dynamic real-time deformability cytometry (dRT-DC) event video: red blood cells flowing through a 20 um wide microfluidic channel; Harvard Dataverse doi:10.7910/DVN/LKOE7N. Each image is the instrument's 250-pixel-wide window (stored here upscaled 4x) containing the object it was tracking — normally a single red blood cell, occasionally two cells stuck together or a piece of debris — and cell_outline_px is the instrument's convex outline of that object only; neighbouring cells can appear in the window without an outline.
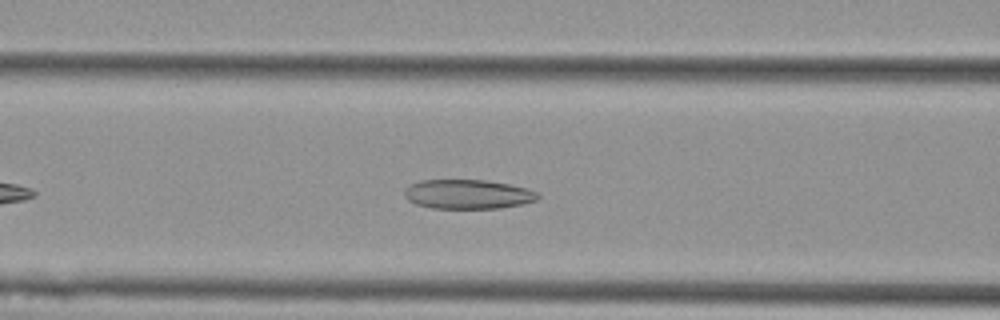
{"species": "Egyptian fruit bat (a non-hibernating species)", "species_latin": "Rousettus aegyptiacus", "temperature_condition": "cold", "stored_images_in_passage": 42, "camera_frame_rate_fps": 3000, "um_per_image_px": 0.085, "animal": {"sex": "female"}, "frame": {"image": 1, "passage_image": 11, "time_ms": 3.333, "image_size_px": [1000, 320], "cell_outline_px": [[540, 196], [536, 200], [524, 204], [500, 208], [432, 208], [416, 204], [408, 200], [404, 196], [404, 188], [408, 184], [420, 180], [484, 180], [508, 184], [528, 188], [540, 192]], "centroid_in_image_um": [39.77, 16.5], "position_along_channel_um": 126.8, "area_um2": 23.06}}
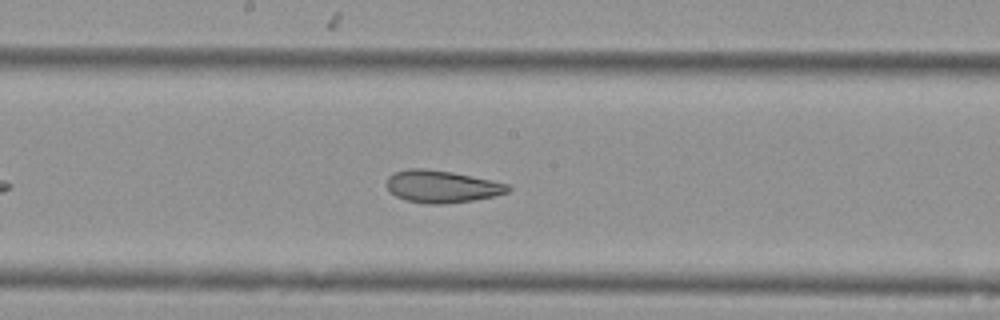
{"frame": {"image": 2, "passage_image": 18, "time_ms": 5.667, "image_size_px": [1000, 320], "cell_outline_px": [[512, 188], [508, 192], [492, 196], [472, 200], [444, 204], [428, 204], [404, 200], [396, 196], [388, 188], [388, 176], [396, 172], [408, 168], [424, 168], [452, 172], [472, 176], [508, 184]], "centroid_in_image_um": [37.55, 15.85], "position_along_channel_um": 210.7, "area_um2": 22.6}}
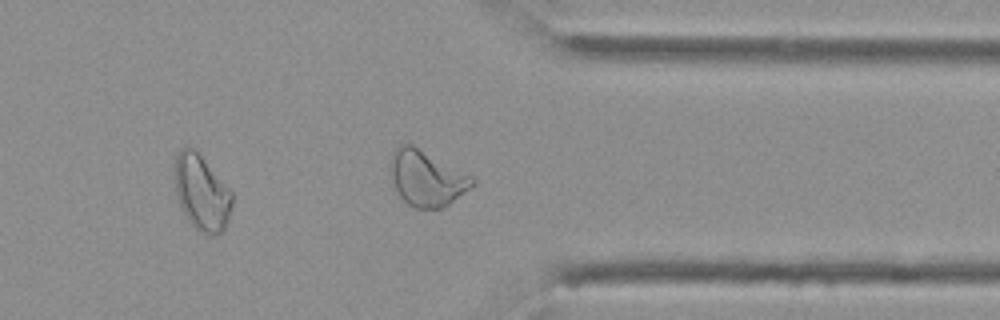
{"frame": {"image": 3, "passage_image": 32, "time_ms": 10.333, "image_size_px": [1000, 320], "cell_outline_px": [[476, 184], [444, 208], [416, 208], [408, 204], [400, 196], [392, 184], [388, 172], [388, 164], [392, 152], [400, 144], [412, 144], [472, 176], [476, 180]], "centroid_in_image_um": [36.22, 15.14], "position_along_channel_um": 375.2, "area_um2": 26.88}, "authors_computed_cell_mechanics": {"area_um2": 24.2182, "velocity_mm_per_s": 3.6071, "shape_relaxation_time_tau1_ms": null, "shape_relaxation_time_tau2_ms": 2.4425, "deformation_change_tau1": null, "deformation_change_tau2": 0.101}}